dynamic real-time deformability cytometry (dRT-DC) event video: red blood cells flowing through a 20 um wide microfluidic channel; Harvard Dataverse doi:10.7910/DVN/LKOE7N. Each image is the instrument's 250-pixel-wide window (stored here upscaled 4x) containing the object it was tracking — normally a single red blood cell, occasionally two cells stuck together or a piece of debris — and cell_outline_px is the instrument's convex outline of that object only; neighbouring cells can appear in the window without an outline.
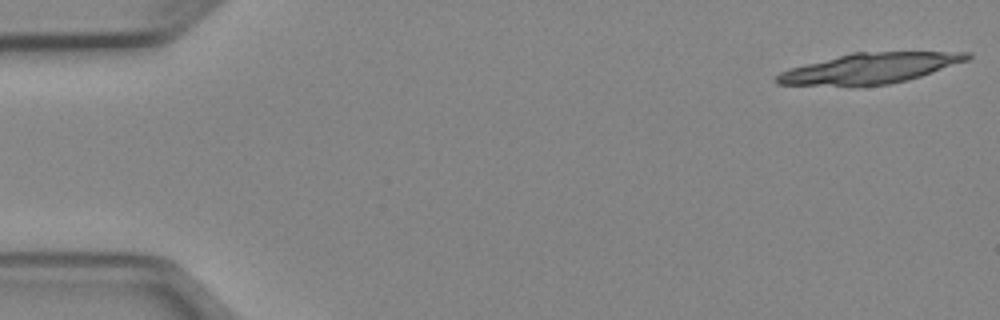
{"species": "Egyptian fruit bat (a non-hibernating species)", "species_latin": "Rousettus aegyptiacus", "temperature_condition": "cold", "stored_images_in_passage": 38, "camera_frame_rate_fps": 3000, "um_per_image_px": 0.085, "animal": {"sex": "female"}, "frame": {"image": 1, "passage_image": 1, "time_ms": 0.0, "image_size_px": [1000, 320], "cell_outline_px": [[972, 56], [968, 60], [920, 76], [888, 84], [776, 84], [772, 80], [780, 72], [804, 64], [852, 52], [972, 52]], "centroid_in_image_um": [73.97, 5.77], "position_along_channel_um": 11.0, "area_um2": 32.71}}